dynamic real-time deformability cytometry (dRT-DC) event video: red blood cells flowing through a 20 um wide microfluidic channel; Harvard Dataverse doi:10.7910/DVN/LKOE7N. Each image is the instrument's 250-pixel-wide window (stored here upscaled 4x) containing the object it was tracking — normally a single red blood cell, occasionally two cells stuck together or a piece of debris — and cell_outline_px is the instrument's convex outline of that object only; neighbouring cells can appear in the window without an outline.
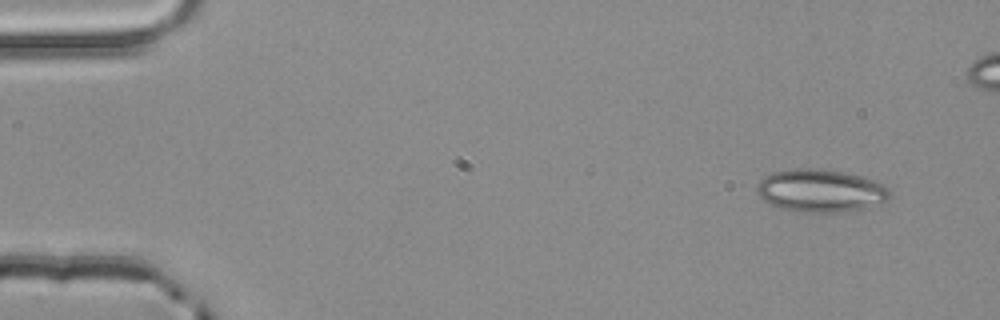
{"species": "common noctule bat (a hibernating species)", "species_latin": "Nyctalus noctula", "temperature_condition": "room temperature", "stored_images_in_passage": 4, "camera_frame_rate_fps": 3000, "um_per_image_px": 0.085, "animal": {"sex": "male", "body_mass_g": 20.4}, "frame": {"image": 1, "passage_image": 4, "time_ms": 1.0, "image_size_px": [1000, 320], "cell_outline_px": [[892, 196], [888, 200], [880, 204], [864, 208], [840, 212], [792, 212], [768, 204], [760, 200], [756, 192], [756, 184], [764, 176], [772, 172], [792, 168], [808, 168], [844, 172], [876, 180], [884, 184], [892, 192]], "centroid_in_image_um": [69.72, 16.22], "position_along_channel_um": 15.3, "area_um2": 33.81}}